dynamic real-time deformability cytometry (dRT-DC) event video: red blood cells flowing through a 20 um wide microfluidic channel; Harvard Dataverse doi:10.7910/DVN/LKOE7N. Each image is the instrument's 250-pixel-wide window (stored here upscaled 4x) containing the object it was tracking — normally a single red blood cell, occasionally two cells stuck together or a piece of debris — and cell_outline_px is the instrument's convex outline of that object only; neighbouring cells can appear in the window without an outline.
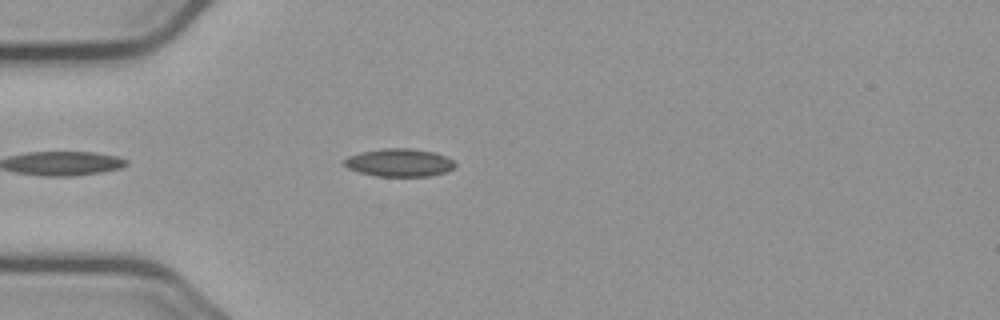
{"species": "common noctule bat (a hibernating species)", "species_latin": "Nyctalus noctula", "temperature_condition": "cold", "stored_images_in_passage": 28, "camera_frame_rate_fps": 3000, "um_per_image_px": 0.085, "animal": {"sex": "male", "body_mass_g": 23.1, "forearm_length_mm": 52.7}, "frame": {"image": 1, "passage_image": 4, "time_ms": 1.0, "image_size_px": [1000, 320], "cell_outline_px": [[456, 164], [452, 168], [444, 172], [428, 176], [376, 176], [360, 172], [348, 168], [344, 164], [344, 160], [348, 156], [360, 152], [384, 148], [412, 148], [436, 152], [448, 156]], "centroid_in_image_um": [33.95, 13.81], "position_along_channel_um": 51.1, "area_um2": 18.03}}
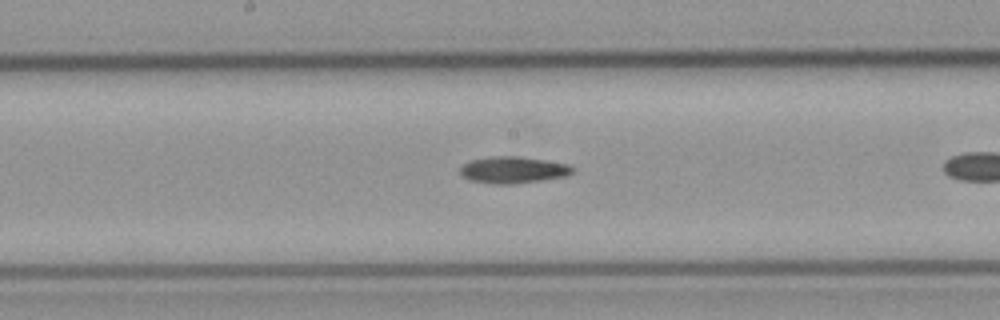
{"frame": {"image": 2, "passage_image": 14, "time_ms": 4.333, "image_size_px": [1000, 320], "cell_outline_px": [[572, 172], [564, 176], [540, 180], [512, 184], [492, 184], [468, 180], [460, 172], [460, 168], [464, 164], [472, 160], [488, 156], [516, 156], [544, 160], [568, 164], [572, 168]], "centroid_in_image_um": [43.56, 14.44], "position_along_channel_um": 204.6, "area_um2": 17.22}}
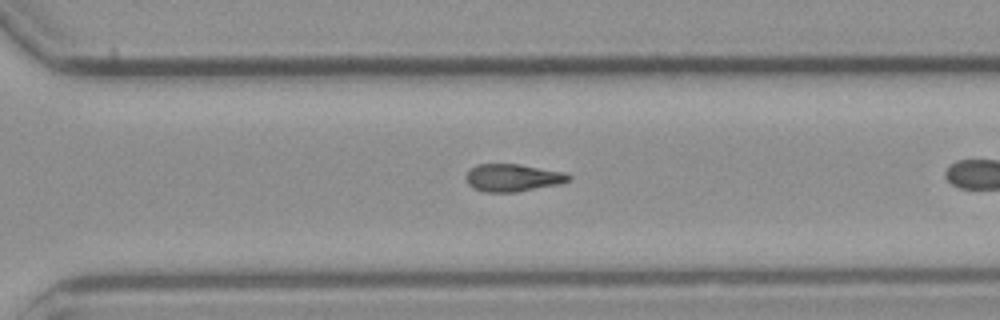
{"frame": {"image": 3, "passage_image": 24, "time_ms": 7.667, "image_size_px": [1000, 320], "cell_outline_px": [[572, 180], [556, 184], [516, 192], [484, 192], [472, 188], [468, 184], [468, 172], [476, 164], [520, 164], [564, 172], [572, 176]], "centroid_in_image_um": [43.6, 15.1], "position_along_channel_um": 327.0, "area_um2": 16.3}}